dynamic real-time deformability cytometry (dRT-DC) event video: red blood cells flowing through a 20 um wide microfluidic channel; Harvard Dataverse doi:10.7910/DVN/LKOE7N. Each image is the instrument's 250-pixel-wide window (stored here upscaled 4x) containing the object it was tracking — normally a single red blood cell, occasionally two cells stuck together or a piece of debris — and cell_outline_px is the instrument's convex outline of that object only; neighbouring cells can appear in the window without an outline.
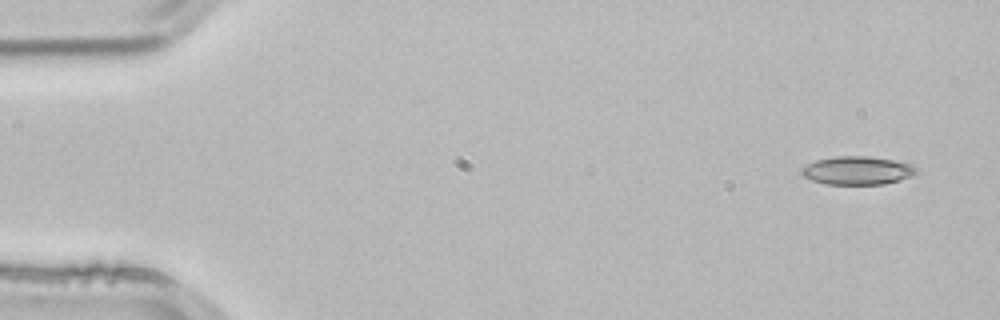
{"species": "common noctule bat (a hibernating species)", "species_latin": "Nyctalus noctula", "temperature_condition": "room temperature", "stored_images_in_passage": 4, "segment_of_instrument_passage": [1, 2], "camera_frame_rate_fps": 3000, "um_per_image_px": 0.085, "animal": {"sex": "male", "body_mass_g": 21.5, "forearm_length_mm": 52.0}, "frame": {"image": 1, "passage_image": 1, "time_ms": 0.0, "image_size_px": [1000, 320], "cell_outline_px": [[916, 172], [912, 176], [900, 180], [884, 184], [824, 184], [812, 180], [804, 176], [800, 172], [800, 168], [816, 160], [836, 156], [868, 156], [896, 160], [908, 164], [916, 168]], "centroid_in_image_um": [72.85, 14.49], "position_along_channel_um": 12.1, "area_um2": 18.9}}
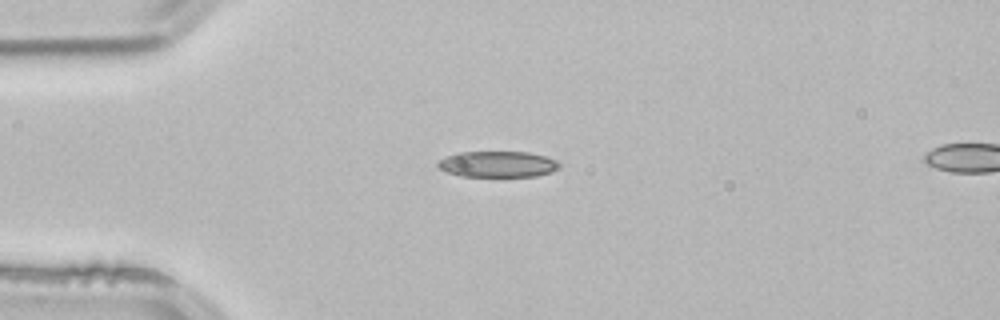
{"frame": {"image": 2, "passage_image": 3, "time_ms": 0.667, "image_size_px": [1000, 320], "cell_outline_px": [[560, 168], [552, 172], [536, 176], [460, 176], [448, 172], [440, 168], [436, 164], [440, 160], [448, 156], [460, 152], [528, 152], [548, 156], [556, 160], [560, 164]], "centroid_in_image_um": [42.37, 13.95], "position_along_channel_um": 42.6, "area_um2": 18.38}}